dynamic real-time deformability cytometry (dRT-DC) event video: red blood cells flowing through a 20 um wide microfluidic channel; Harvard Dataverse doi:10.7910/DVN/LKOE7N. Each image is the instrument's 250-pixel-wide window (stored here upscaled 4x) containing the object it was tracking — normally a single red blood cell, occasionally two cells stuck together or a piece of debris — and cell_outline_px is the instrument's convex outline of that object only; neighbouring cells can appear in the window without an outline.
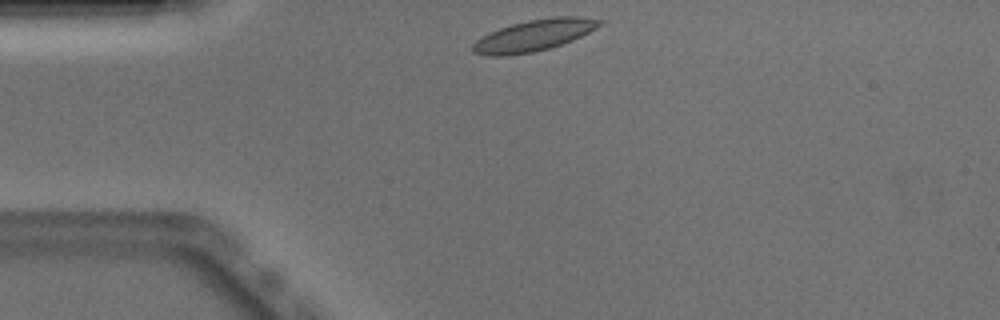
{"species": "Egyptian fruit bat (a non-hibernating species)", "species_latin": "Rousettus aegyptiacus", "temperature_condition": "warm", "stored_images_in_passage": 41, "camera_frame_rate_fps": 3000, "um_per_image_px": 0.085, "animal": {"sex": "male"}, "frame": {"image": 1, "passage_image": 1, "time_ms": 0.0, "image_size_px": [1000, 320], "cell_outline_px": [[604, 24], [572, 40], [548, 48], [532, 52], [504, 56], [488, 56], [472, 52], [472, 44], [476, 40], [488, 32], [512, 24], [528, 20], [556, 16], [580, 16], [604, 20]], "centroid_in_image_um": [45.38, 3.0], "position_along_channel_um": 39.6, "area_um2": 23.18}}
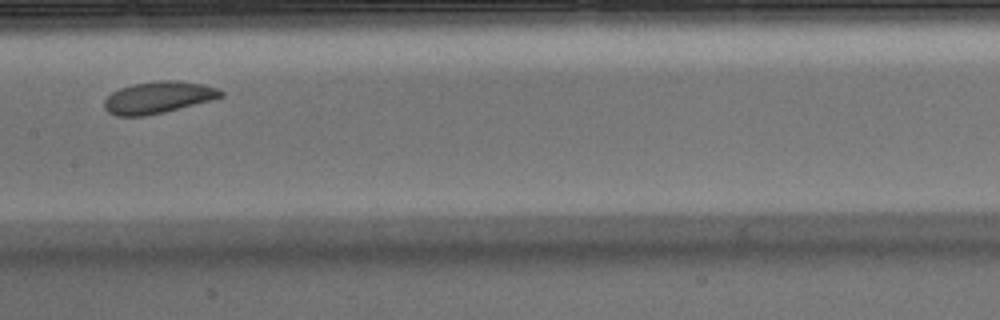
{"frame": {"image": 2, "passage_image": 15, "time_ms": 4.667, "image_size_px": [1000, 320], "cell_outline_px": [[224, 96], [212, 100], [164, 112], [144, 116], [116, 116], [108, 112], [104, 108], [104, 100], [112, 92], [120, 88], [132, 84], [156, 80], [180, 80], [204, 84], [216, 88], [224, 92]], "centroid_in_image_um": [13.45, 8.27], "position_along_channel_um": 194.0, "area_um2": 21.79}}
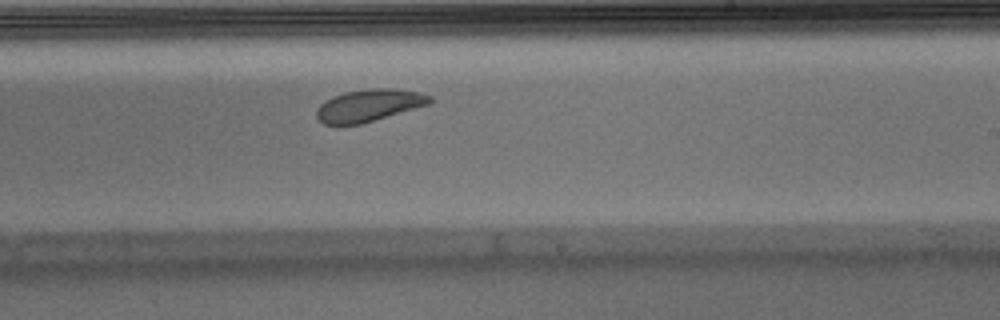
{"frame": {"image": 3, "passage_image": 20, "time_ms": 6.333, "image_size_px": [1000, 320], "cell_outline_px": [[432, 104], [360, 124], [324, 124], [316, 116], [316, 112], [320, 104], [324, 100], [332, 96], [344, 92], [372, 88], [392, 88], [420, 92], [432, 96]], "centroid_in_image_um": [31.4, 8.94], "position_along_channel_um": 257.6, "area_um2": 21.33}, "authors_computed_cell_mechanics": {"area_um2": 22.1952, "velocity_mm_per_s": 3.842, "shape_relaxation_time_tau1_ms": 2.5804, "shape_relaxation_time_tau2_ms": null, "deformation_change_tau1": 0.08, "deformation_change_tau2": null}}